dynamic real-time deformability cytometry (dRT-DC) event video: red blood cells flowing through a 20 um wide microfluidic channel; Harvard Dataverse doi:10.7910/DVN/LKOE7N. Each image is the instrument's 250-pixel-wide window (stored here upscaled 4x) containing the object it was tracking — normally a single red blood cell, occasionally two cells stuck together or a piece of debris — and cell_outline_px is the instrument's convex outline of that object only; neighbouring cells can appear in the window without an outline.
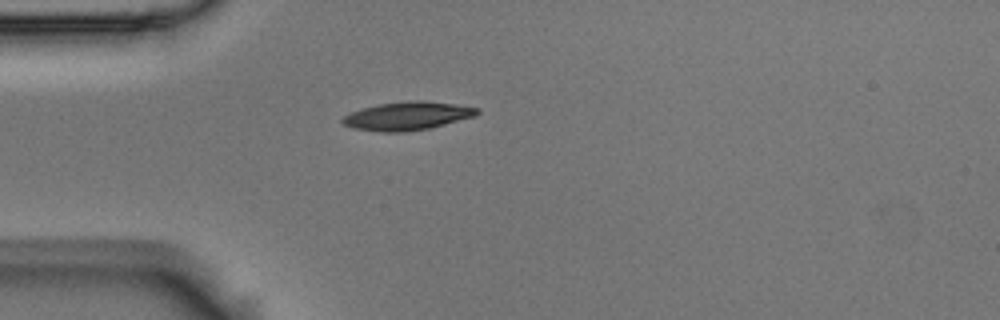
{"species": "Egyptian fruit bat (a non-hibernating species)", "species_latin": "Rousettus aegyptiacus", "temperature_condition": "room temperature", "stored_images_in_passage": 1, "camera_frame_rate_fps": 3000, "um_per_image_px": 0.085, "animal": {"sex": "male"}, "frame": {"image": 1, "passage_image": 1, "time_ms": 0.0, "image_size_px": [1000, 320], "cell_outline_px": [[480, 112], [476, 116], [428, 128], [404, 132], [384, 132], [352, 128], [344, 124], [340, 120], [344, 116], [352, 112], [364, 108], [380, 104], [408, 100], [420, 100], [456, 104], [480, 108]], "centroid_in_image_um": [34.65, 9.85], "position_along_channel_um": 50.3, "area_um2": 22.08}}